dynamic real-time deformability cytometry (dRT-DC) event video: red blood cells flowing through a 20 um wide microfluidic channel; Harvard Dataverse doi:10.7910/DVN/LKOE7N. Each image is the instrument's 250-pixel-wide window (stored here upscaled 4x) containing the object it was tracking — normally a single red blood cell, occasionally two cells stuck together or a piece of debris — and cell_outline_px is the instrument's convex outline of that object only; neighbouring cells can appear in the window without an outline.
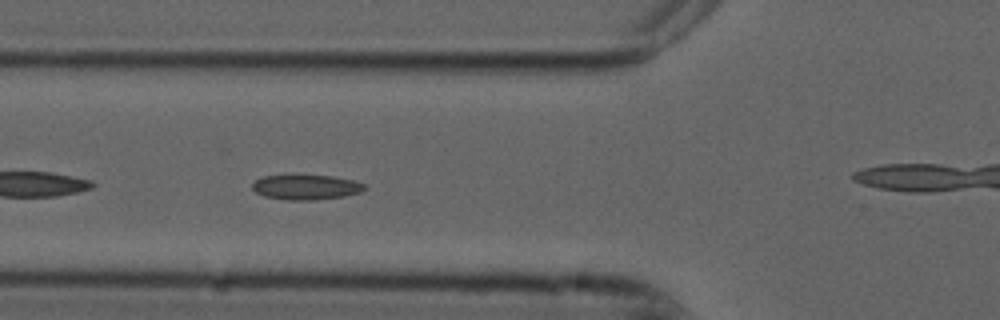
{"species": "common noctule bat (a hibernating species)", "species_latin": "Nyctalus noctula", "temperature_condition": "cold", "stored_images_in_passage": 41, "camera_frame_rate_fps": 3000, "um_per_image_px": 0.085, "animal": {"sex": "male", "forearm_length_mm": 52.5}, "frame": {"image": 1, "passage_image": 5, "time_ms": 1.333, "image_size_px": [1000, 320], "cell_outline_px": [[364, 188], [360, 192], [344, 196], [312, 200], [288, 200], [264, 196], [256, 192], [252, 188], [252, 184], [256, 180], [264, 176], [332, 176], [352, 180], [364, 184]], "centroid_in_image_um": [25.99, 15.92], "position_along_channel_um": 99.8, "area_um2": 15.9}}
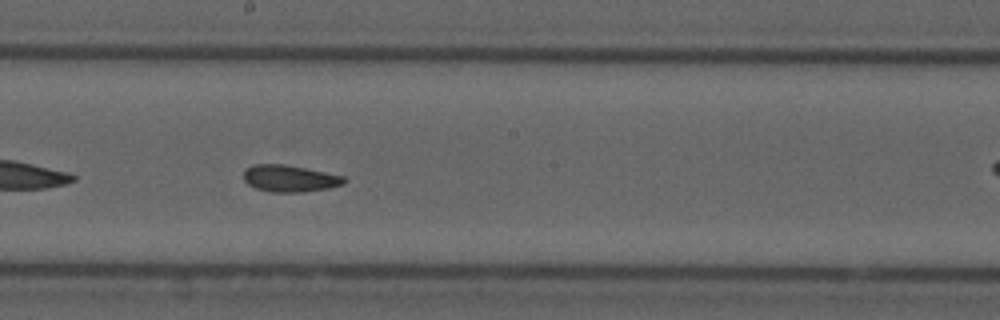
{"frame": {"image": 2, "passage_image": 15, "time_ms": 4.667, "image_size_px": [1000, 320], "cell_outline_px": [[348, 180], [344, 184], [328, 188], [304, 192], [272, 192], [256, 188], [248, 184], [244, 180], [244, 168], [252, 164], [284, 164], [344, 176]], "centroid_in_image_um": [24.62, 15.16], "position_along_channel_um": 223.6, "area_um2": 15.72}}
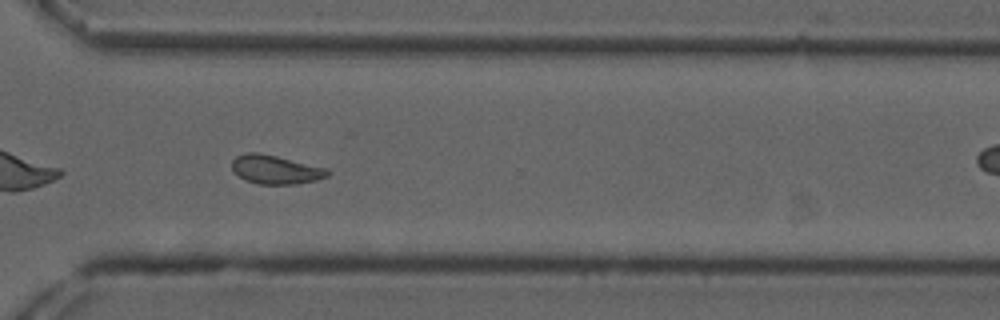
{"frame": {"image": 3, "passage_image": 25, "time_ms": 8.0, "image_size_px": [1000, 320], "cell_outline_px": [[328, 176], [316, 180], [296, 184], [256, 184], [244, 180], [232, 168], [232, 160], [236, 156], [248, 152], [260, 152], [328, 168]], "centroid_in_image_um": [23.42, 14.41], "position_along_channel_um": 347.2, "area_um2": 16.07}, "authors_computed_cell_mechanics": {"area_um2": 16.0684, "velocity_mm_per_s": 3.7131, "shape_relaxation_time_tau1_ms": null, "shape_relaxation_time_tau2_ms": 3.0662, "deformation_change_tau1": null, "deformation_change_tau2": 0.079}}